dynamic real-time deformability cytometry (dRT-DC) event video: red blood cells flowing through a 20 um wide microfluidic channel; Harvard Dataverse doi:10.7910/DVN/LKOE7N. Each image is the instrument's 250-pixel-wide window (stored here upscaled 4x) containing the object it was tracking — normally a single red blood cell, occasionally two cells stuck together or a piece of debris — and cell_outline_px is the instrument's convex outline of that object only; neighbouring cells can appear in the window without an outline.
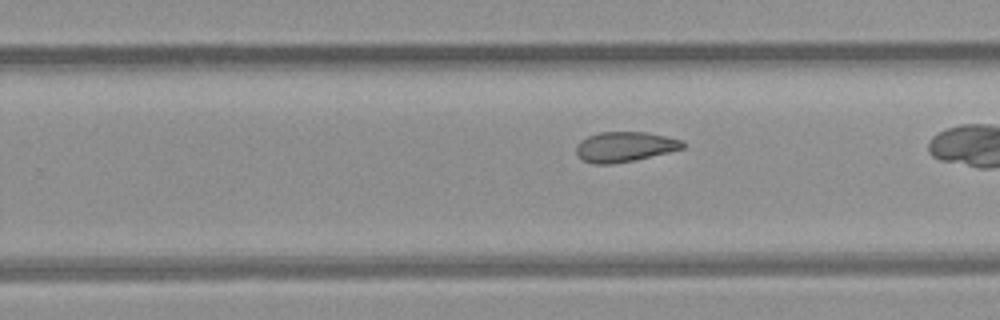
{"species": "common noctule bat (a hibernating species)", "species_latin": "Nyctalus noctula", "temperature_condition": "room temperature", "stored_images_in_passage": 26, "camera_frame_rate_fps": 3000, "um_per_image_px": 0.085, "animal": {"sex": "female", "body_mass_g": 21.9}, "frame": {"image": 1, "passage_image": 19, "time_ms": 6.0, "image_size_px": [1000, 320], "cell_outline_px": [[684, 148], [668, 152], [632, 160], [612, 164], [592, 164], [580, 160], [576, 152], [576, 148], [580, 140], [588, 136], [600, 132], [648, 132], [680, 140], [684, 144]], "centroid_in_image_um": [53.03, 12.48], "position_along_channel_um": 276.8, "area_um2": 18.5}}